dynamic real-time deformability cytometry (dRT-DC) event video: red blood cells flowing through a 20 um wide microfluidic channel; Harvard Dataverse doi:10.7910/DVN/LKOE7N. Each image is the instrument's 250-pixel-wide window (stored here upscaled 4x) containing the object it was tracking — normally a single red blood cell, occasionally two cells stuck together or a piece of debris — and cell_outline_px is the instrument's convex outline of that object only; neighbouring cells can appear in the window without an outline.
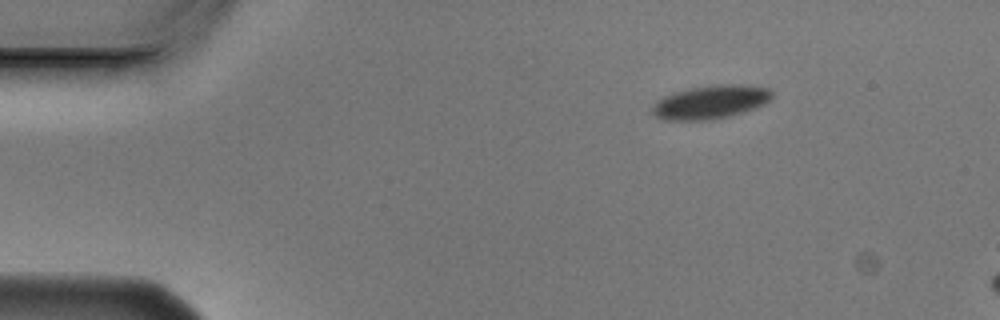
{"species": "Egyptian fruit bat (a non-hibernating species)", "species_latin": "Rousettus aegyptiacus", "temperature_condition": "cold", "stored_images_in_passage": 4, "segment_of_instrument_passage": [1, 2], "camera_frame_rate_fps": 3000, "um_per_image_px": 0.085, "animal": {"sex": "male"}, "frame": {"image": 1, "passage_image": 1, "time_ms": 0.0, "image_size_px": [1000, 320], "cell_outline_px": [[772, 96], [764, 104], [728, 116], [708, 120], [664, 120], [656, 116], [652, 112], [652, 108], [656, 100], [672, 92], [688, 88], [716, 84], [748, 84], [768, 88], [772, 92]], "centroid_in_image_um": [60.36, 8.65], "position_along_channel_um": 24.6, "area_um2": 23.35}}